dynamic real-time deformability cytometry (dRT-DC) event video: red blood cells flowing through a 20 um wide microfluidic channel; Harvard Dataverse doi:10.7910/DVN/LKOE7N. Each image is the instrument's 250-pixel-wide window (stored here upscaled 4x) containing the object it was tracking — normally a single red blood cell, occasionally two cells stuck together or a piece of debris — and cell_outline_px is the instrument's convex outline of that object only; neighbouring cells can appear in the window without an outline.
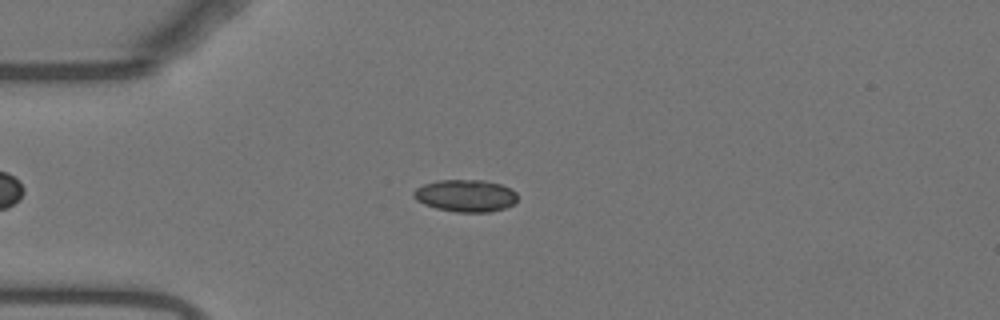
{"species": "Egyptian fruit bat (a non-hibernating species)", "species_latin": "Rousettus aegyptiacus", "temperature_condition": "warm", "stored_images_in_passage": 45, "camera_frame_rate_fps": 3000, "um_per_image_px": 0.085, "animal": {"sex": "female"}, "frame": {"image": 1, "passage_image": 9, "time_ms": 2.667, "image_size_px": [1000, 320], "cell_outline_px": [[516, 200], [512, 204], [504, 208], [492, 212], [456, 212], [436, 208], [424, 204], [416, 200], [412, 196], [412, 192], [416, 188], [424, 184], [436, 180], [484, 180], [500, 184], [516, 192]], "centroid_in_image_um": [39.53, 16.63], "position_along_channel_um": 45.5, "area_um2": 19.48}}
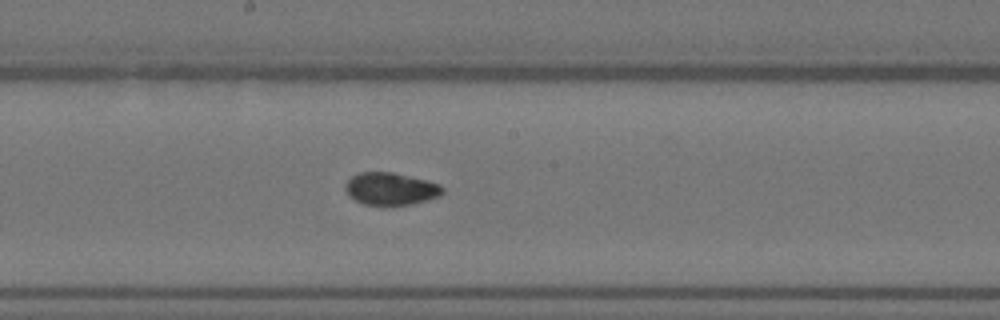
{"frame": {"image": 2, "passage_image": 24, "time_ms": 7.667, "image_size_px": [1000, 320], "cell_outline_px": [[444, 192], [440, 196], [428, 200], [412, 204], [364, 204], [356, 200], [344, 188], [344, 184], [352, 176], [360, 172], [392, 172], [440, 184], [444, 188]], "centroid_in_image_um": [33.23, 16.04], "position_along_channel_um": 215.0, "area_um2": 18.03}}
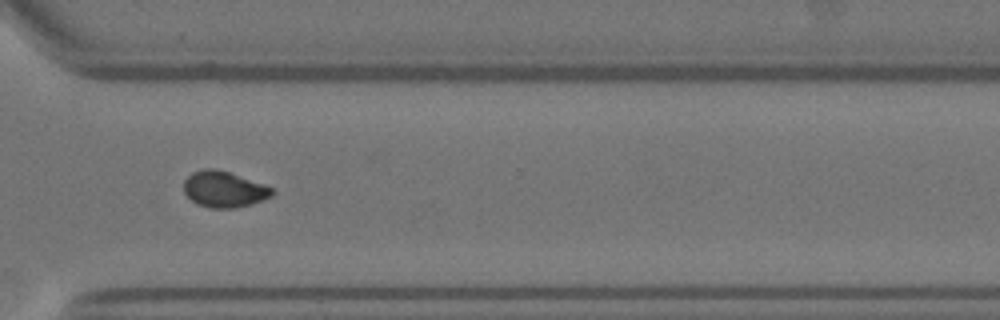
{"frame": {"image": 3, "passage_image": 35, "time_ms": 11.333, "image_size_px": [1000, 320], "cell_outline_px": [[276, 192], [272, 196], [264, 200], [252, 204], [236, 208], [212, 208], [196, 204], [184, 192], [184, 180], [192, 172], [204, 168], [212, 168], [228, 172], [264, 184], [272, 188]], "centroid_in_image_um": [19.06, 16.1], "position_along_channel_um": 351.5, "area_um2": 18.61}, "authors_computed_cell_mechanics": {"area_um2": 18.6116, "velocity_mm_per_s": 3.73, "shape_relaxation_time_tau1_ms": null, "shape_relaxation_time_tau2_ms": 1.4139, "deformation_change_tau1": null, "deformation_change_tau2": 0.0488}}